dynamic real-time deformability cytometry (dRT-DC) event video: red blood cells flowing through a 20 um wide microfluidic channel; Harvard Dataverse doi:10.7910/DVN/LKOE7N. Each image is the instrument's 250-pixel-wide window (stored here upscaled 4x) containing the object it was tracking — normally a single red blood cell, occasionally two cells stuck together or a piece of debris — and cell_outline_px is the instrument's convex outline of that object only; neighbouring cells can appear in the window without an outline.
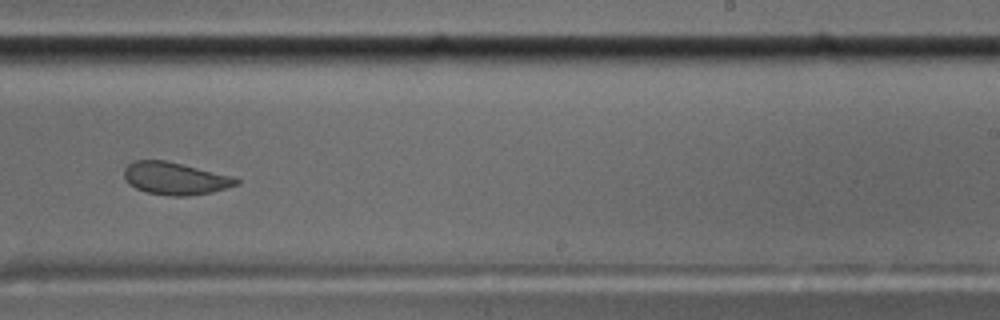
{"species": "common noctule bat (a hibernating species)", "species_latin": "Nyctalus noctula", "temperature_condition": "cold", "stored_images_in_passage": 44, "camera_frame_rate_fps": 3000, "um_per_image_px": 0.085, "animal": {"sex": "male", "body_mass_g": 17.5, "forearm_length_mm": 52.3}, "frame": {"image": 1, "passage_image": 26, "time_ms": 8.333, "image_size_px": [1000, 320], "cell_outline_px": [[240, 184], [212, 192], [188, 196], [172, 196], [148, 192], [136, 188], [124, 180], [124, 168], [132, 160], [164, 160], [232, 176], [240, 180]], "centroid_in_image_um": [14.87, 15.17], "position_along_channel_um": 274.1, "area_um2": 21.1}, "authors_computed_cell_mechanics": {"area_um2": 22.0218, "velocity_mm_per_s": 3.595, "shape_relaxation_time_tau1_ms": 9.302, "shape_relaxation_time_tau2_ms": 1.2982, "deformation_change_tau1": 0.1854, "deformation_change_tau2": 0.0818}}